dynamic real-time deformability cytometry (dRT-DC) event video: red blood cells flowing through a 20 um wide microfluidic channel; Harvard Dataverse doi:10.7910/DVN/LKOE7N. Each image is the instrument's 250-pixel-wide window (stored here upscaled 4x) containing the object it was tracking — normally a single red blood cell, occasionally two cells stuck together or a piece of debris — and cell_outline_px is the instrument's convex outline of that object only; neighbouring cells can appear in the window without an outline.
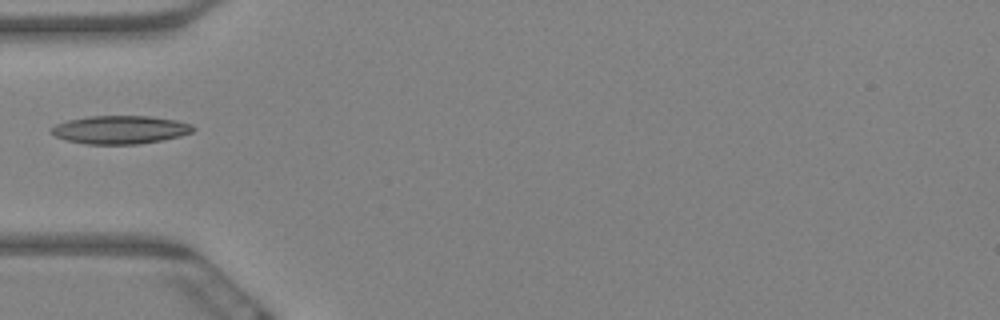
{"species": "Egyptian fruit bat (a non-hibernating species)", "species_latin": "Rousettus aegyptiacus", "temperature_condition": "warm", "stored_images_in_passage": 17, "camera_frame_rate_fps": 3000, "um_per_image_px": 0.085, "animal": {"sex": "female"}, "frame": {"image": 1, "passage_image": 6, "time_ms": 1.667, "image_size_px": [1000, 320], "cell_outline_px": [[196, 128], [192, 132], [180, 136], [160, 140], [136, 144], [84, 144], [68, 140], [56, 136], [52, 132], [52, 128], [56, 124], [68, 120], [88, 116], [148, 116], [176, 120], [192, 124]], "centroid_in_image_um": [10.24, 11.02], "position_along_channel_um": 74.8, "area_um2": 23.12}}
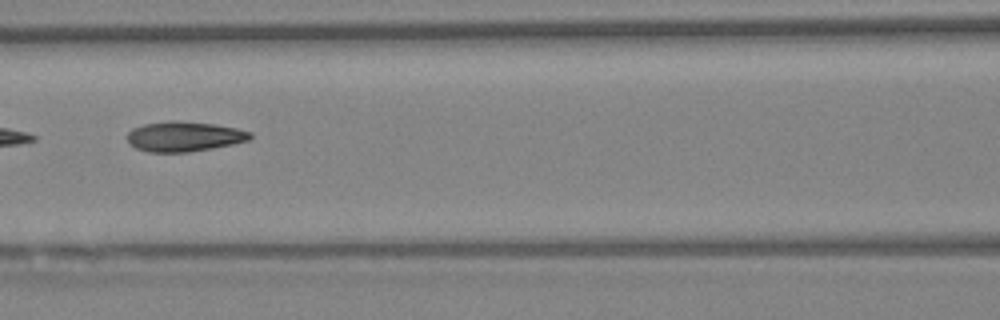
{"frame": {"image": 2, "passage_image": 8, "time_ms": 2.333, "image_size_px": [1000, 320], "cell_outline_px": [[252, 136], [248, 140], [232, 144], [212, 148], [188, 152], [148, 152], [136, 148], [128, 144], [128, 132], [132, 128], [144, 124], [172, 120], [176, 120], [212, 124], [236, 128], [252, 132]], "centroid_in_image_um": [15.62, 11.6], "position_along_channel_um": 151.0, "area_um2": 21.44}}
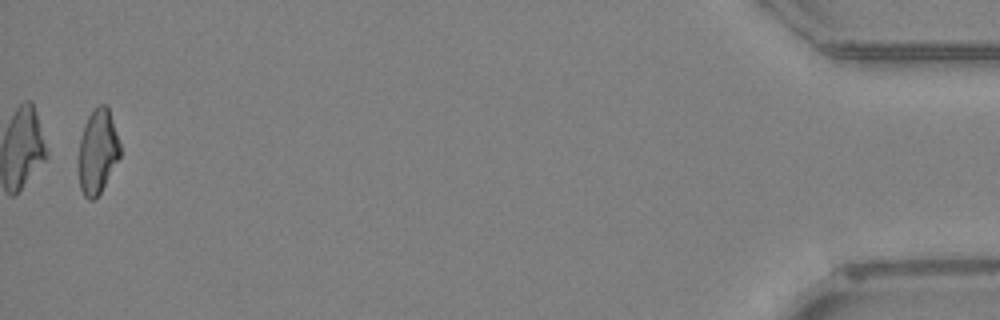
{"frame": {"image": 3, "passage_image": 17, "time_ms": 5.333, "image_size_px": [1000, 320], "cell_outline_px": [[120, 156], [100, 192], [92, 200], [88, 200], [84, 196], [80, 188], [76, 164], [76, 160], [80, 140], [84, 124], [88, 116], [100, 104], [104, 104], [108, 108], [120, 144]], "centroid_in_image_um": [8.24, 12.91], "position_along_channel_um": 427.0, "area_um2": 20.46}}